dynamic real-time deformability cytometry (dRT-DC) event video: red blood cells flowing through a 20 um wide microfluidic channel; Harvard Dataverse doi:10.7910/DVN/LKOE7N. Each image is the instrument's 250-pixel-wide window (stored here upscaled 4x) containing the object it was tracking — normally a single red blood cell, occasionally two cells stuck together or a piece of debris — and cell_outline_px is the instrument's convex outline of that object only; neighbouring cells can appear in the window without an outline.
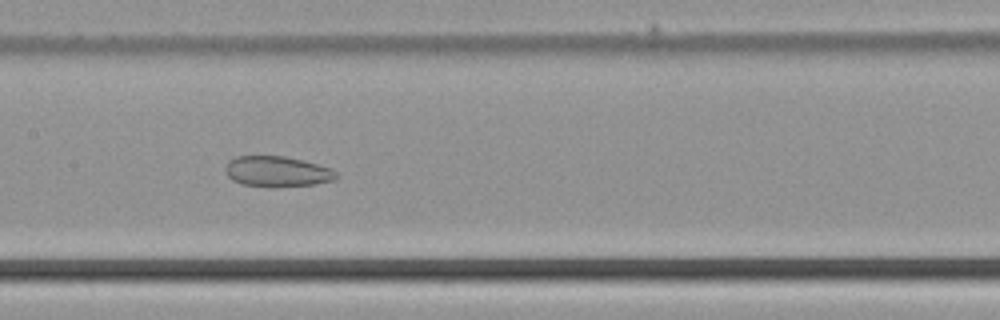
{"species": "common noctule bat (a hibernating species)", "species_latin": "Nyctalus noctula", "temperature_condition": "cold", "stored_images_in_passage": 51, "camera_frame_rate_fps": 3000, "um_per_image_px": 0.085, "animal": {"sex": "male", "body_mass_g": 21.5, "forearm_length_mm": 52.0}, "frame": {"image": 1, "passage_image": 26, "time_ms": 8.333, "image_size_px": [1000, 320], "cell_outline_px": [[340, 176], [336, 180], [316, 184], [276, 188], [272, 188], [244, 184], [232, 180], [228, 176], [224, 168], [228, 160], [236, 156], [284, 156], [316, 164], [328, 168], [336, 172]], "centroid_in_image_um": [23.55, 14.6], "position_along_channel_um": 183.9, "area_um2": 19.94}}
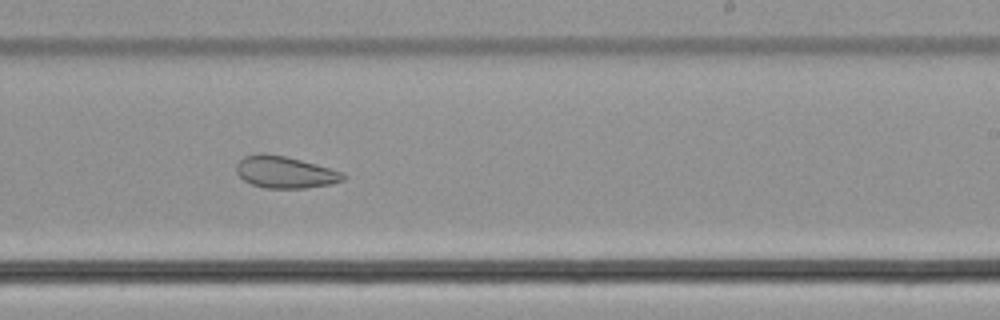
{"frame": {"image": 2, "passage_image": 32, "time_ms": 10.333, "image_size_px": [1000, 320], "cell_outline_px": [[348, 176], [344, 180], [332, 184], [304, 188], [264, 188], [252, 184], [244, 180], [236, 172], [236, 164], [244, 156], [284, 156], [316, 164], [344, 172]], "centroid_in_image_um": [24.3, 14.68], "position_along_channel_um": 264.7, "area_um2": 19.36}}
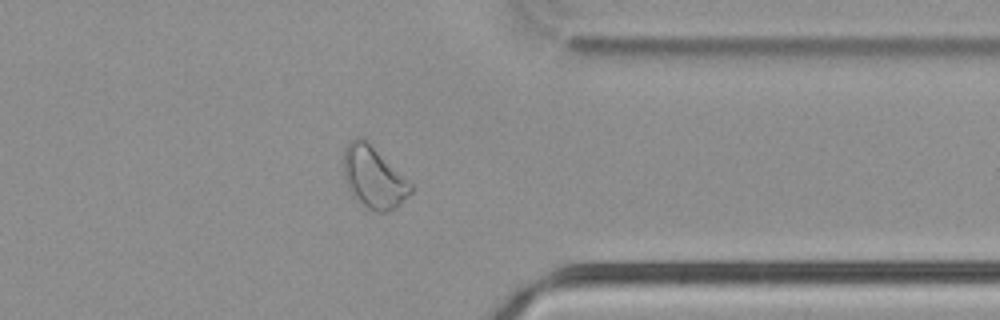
{"frame": {"image": 3, "passage_image": 41, "time_ms": 13.333, "image_size_px": [1000, 320], "cell_outline_px": [[416, 188], [396, 208], [388, 212], [376, 212], [364, 208], [352, 196], [348, 188], [344, 176], [344, 148], [348, 140], [356, 136], [364, 136]], "centroid_in_image_um": [31.75, 15.06], "position_along_channel_um": 379.7, "area_um2": 24.8}}